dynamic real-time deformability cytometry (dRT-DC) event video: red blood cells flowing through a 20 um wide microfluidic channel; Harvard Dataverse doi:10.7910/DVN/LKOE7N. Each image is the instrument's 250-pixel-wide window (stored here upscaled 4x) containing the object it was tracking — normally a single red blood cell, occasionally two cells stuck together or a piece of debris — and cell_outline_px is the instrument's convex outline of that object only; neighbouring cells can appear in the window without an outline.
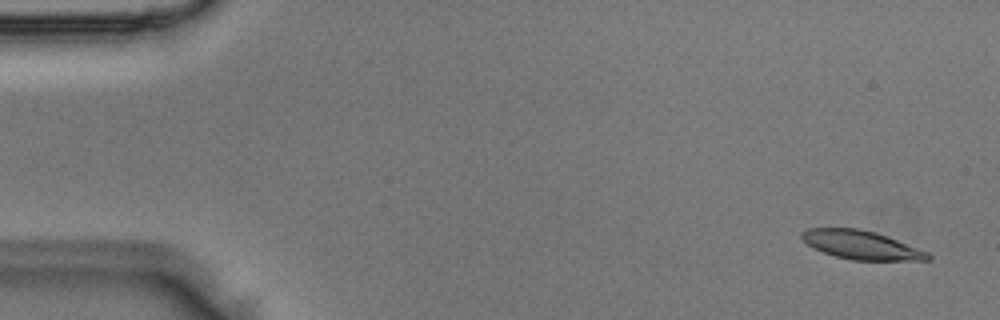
{"species": "Egyptian fruit bat (a non-hibernating species)", "species_latin": "Rousettus aegyptiacus", "temperature_condition": "room temperature", "stored_images_in_passage": 2, "camera_frame_rate_fps": 3000, "um_per_image_px": 0.085, "animal": {"sex": "male"}, "frame": {"image": 1, "passage_image": 2, "time_ms": 0.333, "image_size_px": [1000, 320], "cell_outline_px": [[932, 260], [852, 260], [836, 256], [824, 252], [808, 244], [800, 236], [800, 232], [808, 228], [860, 228], [876, 232], [928, 252], [932, 256]], "centroid_in_image_um": [73.22, 20.81], "position_along_channel_um": 11.8, "area_um2": 20.87}}